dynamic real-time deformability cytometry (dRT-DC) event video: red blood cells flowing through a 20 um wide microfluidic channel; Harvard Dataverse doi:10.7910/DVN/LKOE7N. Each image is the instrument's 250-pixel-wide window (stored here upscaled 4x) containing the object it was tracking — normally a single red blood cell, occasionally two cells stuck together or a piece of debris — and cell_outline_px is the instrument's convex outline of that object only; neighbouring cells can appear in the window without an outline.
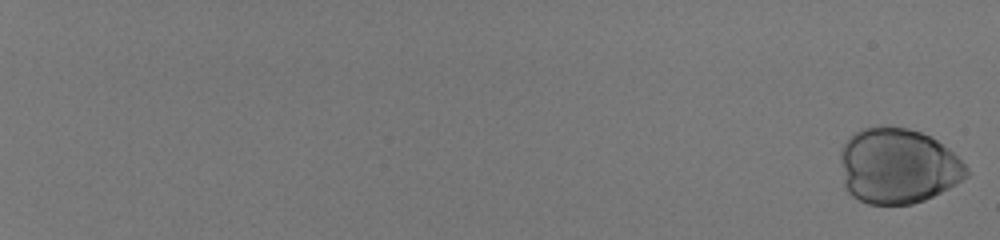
{"species": "human", "species_latin": "Homo sapiens", "temperature_condition": "room temperature", "stored_images_in_passage": 53, "camera_frame_rate_fps": 3000, "um_per_image_px": 0.085, "donor": {"sex": "male"}, "frame": {"image": 1, "passage_image": 1, "time_ms": 0.0, "image_size_px": [1000, 240], "cell_outline_px": [[968, 176], [956, 184], [924, 200], [912, 204], [868, 204], [852, 196], [844, 188], [840, 160], [840, 148], [860, 128], [876, 124], [888, 124], [908, 128], [932, 136], [948, 148], [968, 168]], "centroid_in_image_um": [76.28, 14.08], "position_along_channel_um": 8.7, "area_um2": 56.01}}
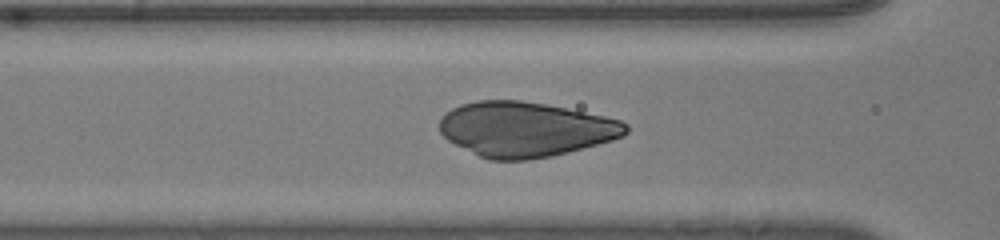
{"frame": {"image": 2, "passage_image": 31, "time_ms": 10.0, "image_size_px": [1000, 240], "cell_outline_px": [[628, 132], [624, 136], [612, 140], [552, 156], [524, 160], [488, 160], [448, 140], [440, 132], [440, 120], [452, 108], [460, 104], [476, 100], [520, 100], [544, 104], [604, 116], [620, 120], [628, 124]], "centroid_in_image_um": [44.66, 10.98], "position_along_channel_um": 121.9, "area_um2": 59.13}}
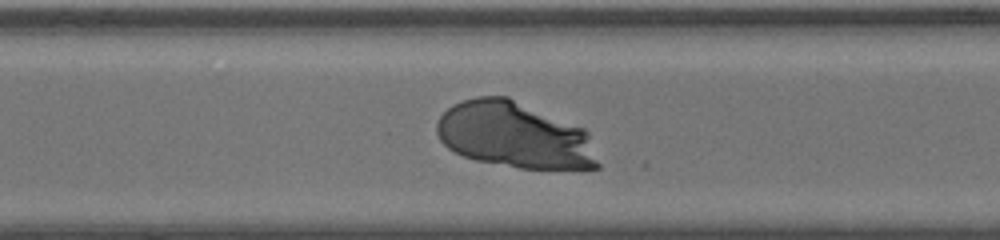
{"frame": {"image": 3, "passage_image": 46, "time_ms": 15.0, "image_size_px": [1000, 240], "cell_outline_px": [[600, 168], [520, 168], [476, 160], [464, 156], [448, 148], [440, 140], [436, 132], [436, 124], [440, 116], [452, 104], [476, 96], [508, 96], [584, 128], [588, 132], [600, 164]], "centroid_in_image_um": [43.73, 11.47], "position_along_channel_um": 326.9, "area_um2": 62.14}}